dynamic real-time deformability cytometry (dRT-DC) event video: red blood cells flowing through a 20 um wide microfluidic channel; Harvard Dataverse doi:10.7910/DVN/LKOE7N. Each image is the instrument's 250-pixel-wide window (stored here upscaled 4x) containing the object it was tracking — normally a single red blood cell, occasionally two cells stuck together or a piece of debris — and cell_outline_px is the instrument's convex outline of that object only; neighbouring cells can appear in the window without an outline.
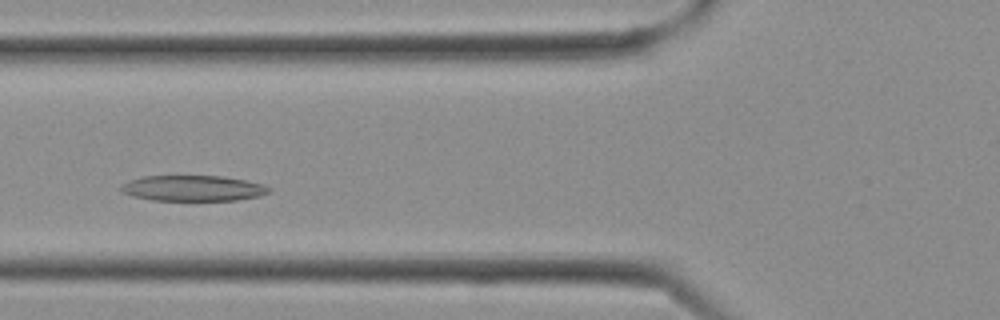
{"species": "Egyptian fruit bat (a non-hibernating species)", "species_latin": "Rousettus aegyptiacus", "temperature_condition": "cold", "stored_images_in_passage": 13, "camera_frame_rate_fps": 3000, "um_per_image_px": 0.085, "frame": {"image": 1, "passage_image": 8, "time_ms": 2.333, "image_size_px": [1000, 320], "cell_outline_px": [[272, 192], [260, 196], [236, 200], [152, 200], [132, 196], [120, 192], [120, 184], [128, 180], [140, 176], [224, 176], [248, 180], [264, 184], [272, 188]], "centroid_in_image_um": [16.41, 15.99], "position_along_channel_um": 109.4, "area_um2": 22.54}}
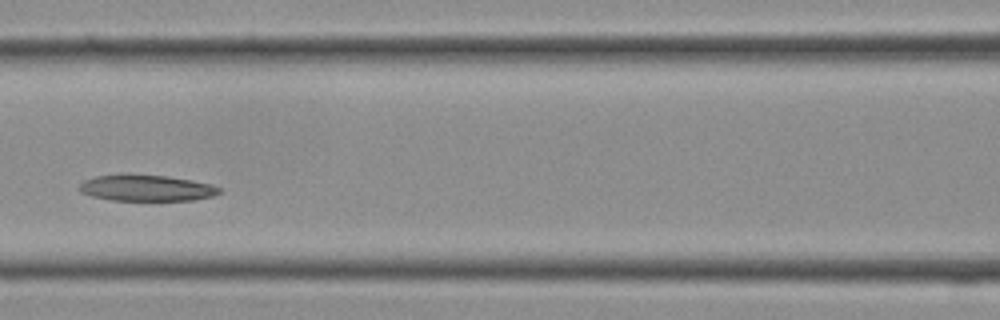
{"frame": {"image": 2, "passage_image": 10, "time_ms": 3.0, "image_size_px": [1000, 320], "cell_outline_px": [[220, 192], [212, 196], [196, 200], [112, 200], [92, 196], [80, 192], [76, 188], [84, 180], [96, 176], [124, 172], [168, 176], [192, 180], [212, 184], [220, 188]], "centroid_in_image_um": [12.4, 15.95], "position_along_channel_um": 154.2, "area_um2": 21.91}}
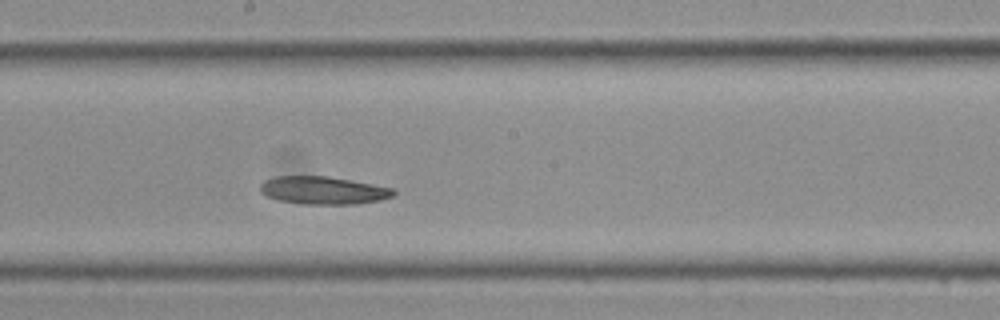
{"frame": {"image": 3, "passage_image": 13, "time_ms": 4.0, "image_size_px": [1000, 320], "cell_outline_px": [[396, 192], [392, 196], [380, 200], [356, 204], [304, 204], [280, 200], [268, 196], [260, 192], [260, 184], [264, 180], [276, 176], [328, 176], [396, 188]], "centroid_in_image_um": [27.5, 16.17], "position_along_channel_um": 220.7, "area_um2": 21.62}}